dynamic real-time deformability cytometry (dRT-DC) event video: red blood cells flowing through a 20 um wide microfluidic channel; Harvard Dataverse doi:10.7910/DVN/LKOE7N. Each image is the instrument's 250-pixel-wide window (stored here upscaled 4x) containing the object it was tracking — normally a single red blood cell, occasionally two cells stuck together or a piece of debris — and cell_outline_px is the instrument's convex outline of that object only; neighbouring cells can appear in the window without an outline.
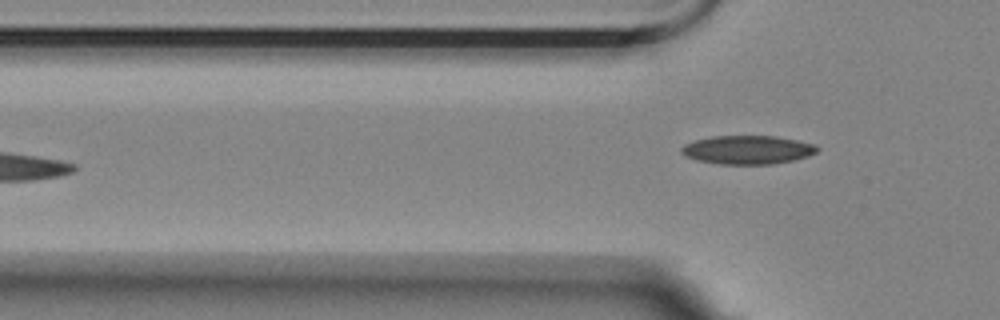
{"species": "Egyptian fruit bat (a non-hibernating species)", "species_latin": "Rousettus aegyptiacus", "temperature_condition": "room temperature", "stored_images_in_passage": 3, "camera_frame_rate_fps": 3000, "um_per_image_px": 0.085, "animal": {"sex": "female"}, "frame": {"image": 1, "passage_image": 3, "time_ms": 0.667, "image_size_px": [1000, 320], "cell_outline_px": [[820, 148], [816, 152], [808, 156], [796, 160], [772, 164], [720, 164], [696, 160], [684, 156], [680, 152], [680, 148], [684, 144], [696, 140], [712, 136], [772, 136], [796, 140], [816, 144]], "centroid_in_image_um": [63.54, 12.74], "position_along_channel_um": 62.3, "area_um2": 22.77}}